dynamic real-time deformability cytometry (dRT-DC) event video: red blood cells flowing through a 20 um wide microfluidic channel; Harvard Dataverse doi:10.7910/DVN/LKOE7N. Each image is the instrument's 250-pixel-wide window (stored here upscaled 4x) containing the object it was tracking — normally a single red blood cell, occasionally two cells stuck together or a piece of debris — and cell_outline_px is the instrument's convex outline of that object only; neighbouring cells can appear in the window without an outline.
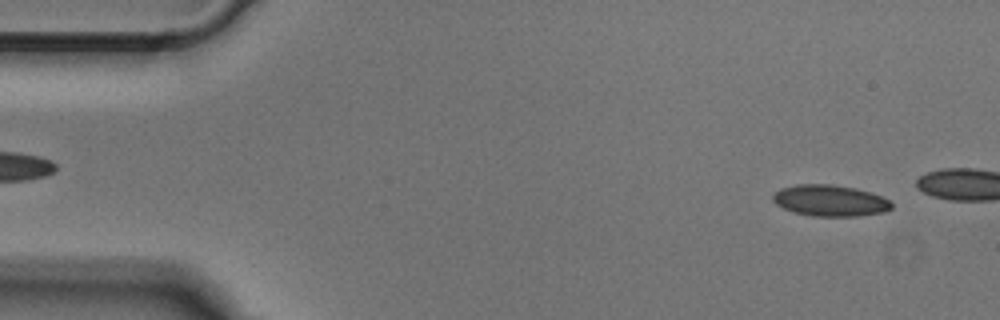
{"species": "Egyptian fruit bat (a non-hibernating species)", "species_latin": "Rousettus aegyptiacus", "temperature_condition": "cold", "stored_images_in_passage": 12, "camera_frame_rate_fps": 3000, "um_per_image_px": 0.085, "animal": {"sex": "male"}, "frame": {"image": 1, "passage_image": 3, "time_ms": 0.667, "image_size_px": [1000, 320], "cell_outline_px": [[892, 208], [884, 212], [860, 216], [812, 216], [792, 212], [776, 204], [772, 200], [772, 196], [780, 188], [796, 184], [832, 184], [856, 188], [872, 192], [888, 200], [892, 204]], "centroid_in_image_um": [70.54, 17.05], "position_along_channel_um": 14.5, "area_um2": 21.79}}